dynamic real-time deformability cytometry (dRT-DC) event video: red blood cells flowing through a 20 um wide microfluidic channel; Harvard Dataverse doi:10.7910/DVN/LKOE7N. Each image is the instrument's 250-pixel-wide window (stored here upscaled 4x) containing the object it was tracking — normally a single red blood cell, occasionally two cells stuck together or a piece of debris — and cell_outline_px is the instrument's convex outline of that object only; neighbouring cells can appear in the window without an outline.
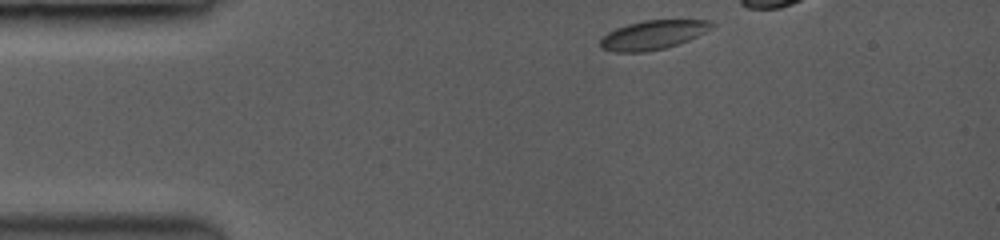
{"species": "common noctule bat (a hibernating species)", "species_latin": "Nyctalus noctula", "temperature_condition": "room temperature", "stored_images_in_passage": 14, "camera_frame_rate_fps": 3500, "um_per_image_px": 0.085, "animal": {"sex": "female", "body_mass_g": 19.0, "forearm_length_mm": 53.3}, "frame": {"image": 1, "passage_image": 1, "time_ms": 0.0, "image_size_px": [1000, 240], "cell_outline_px": [[712, 24], [696, 36], [688, 40], [664, 48], [640, 52], [616, 52], [600, 48], [600, 40], [608, 32], [616, 28], [628, 24], [644, 20], [708, 20]], "centroid_in_image_um": [55.4, 2.97], "position_along_channel_um": 29.6, "area_um2": 18.26}}
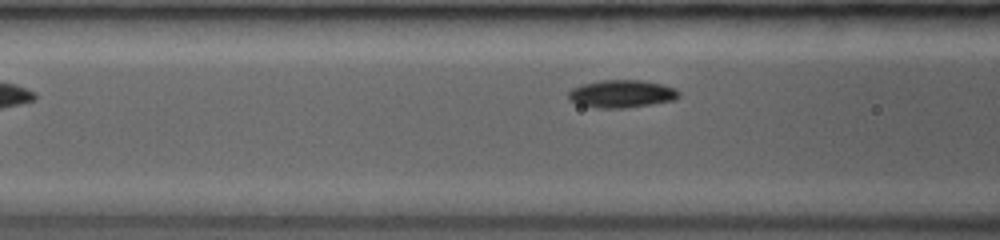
{"frame": {"image": 2, "passage_image": 14, "time_ms": 3.714, "image_size_px": [1000, 240], "cell_outline_px": [[680, 92], [672, 100], [648, 104], [620, 108], [600, 108], [580, 104], [572, 100], [568, 96], [568, 92], [572, 88], [580, 84], [600, 80], [640, 80], [660, 84], [672, 88]], "centroid_in_image_um": [52.77, 7.95], "position_along_channel_um": 113.8, "area_um2": 17.28}}